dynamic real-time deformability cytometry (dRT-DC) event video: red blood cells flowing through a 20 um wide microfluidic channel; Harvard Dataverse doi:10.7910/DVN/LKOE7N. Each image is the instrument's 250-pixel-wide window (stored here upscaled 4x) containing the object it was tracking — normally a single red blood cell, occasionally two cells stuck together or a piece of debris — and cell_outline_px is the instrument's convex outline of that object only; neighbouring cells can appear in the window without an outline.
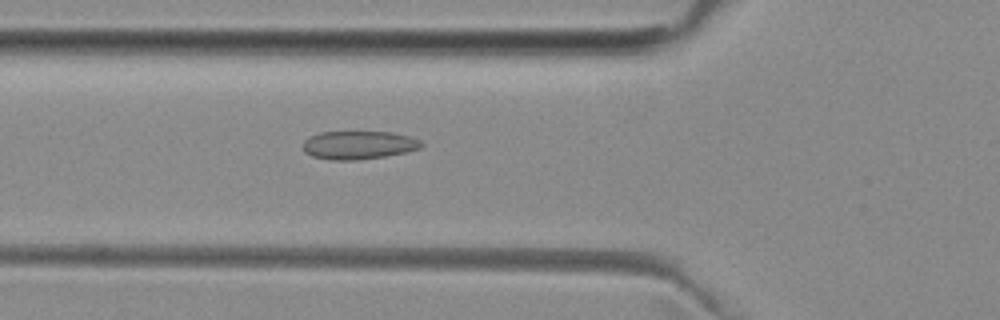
{"species": "common noctule bat (a hibernating species)", "species_latin": "Nyctalus noctula", "temperature_condition": "room temperature", "stored_images_in_passage": 37, "camera_frame_rate_fps": 3000, "um_per_image_px": 0.085, "animal": {"sex": "female", "body_mass_g": 29.2, "forearm_length_mm": 56.3}, "frame": {"image": 1, "passage_image": 4, "time_ms": 1.0, "image_size_px": [1000, 320], "cell_outline_px": [[424, 144], [420, 148], [404, 152], [384, 156], [356, 160], [328, 160], [312, 156], [304, 152], [304, 140], [308, 136], [320, 132], [392, 132], [408, 136], [420, 140]], "centroid_in_image_um": [30.44, 12.33], "position_along_channel_um": 95.4, "area_um2": 19.48}}
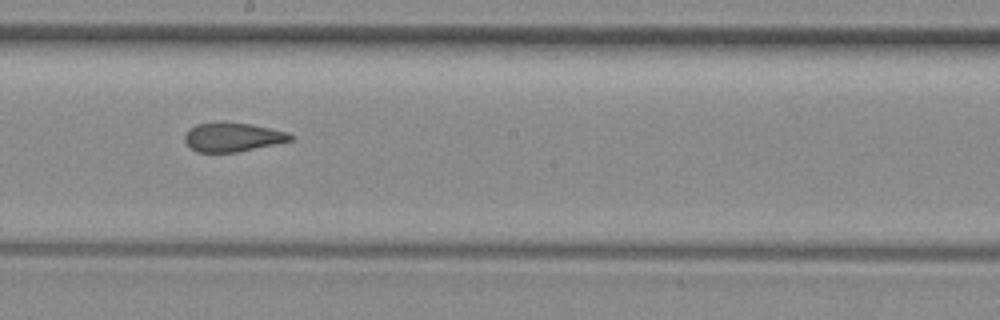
{"frame": {"image": 2, "passage_image": 14, "time_ms": 4.333, "image_size_px": [1000, 320], "cell_outline_px": [[292, 140], [236, 152], [196, 152], [184, 140], [184, 136], [188, 128], [196, 124], [252, 124], [288, 132], [292, 136]], "centroid_in_image_um": [19.75, 11.67], "position_along_channel_um": 228.4, "area_um2": 17.22}}
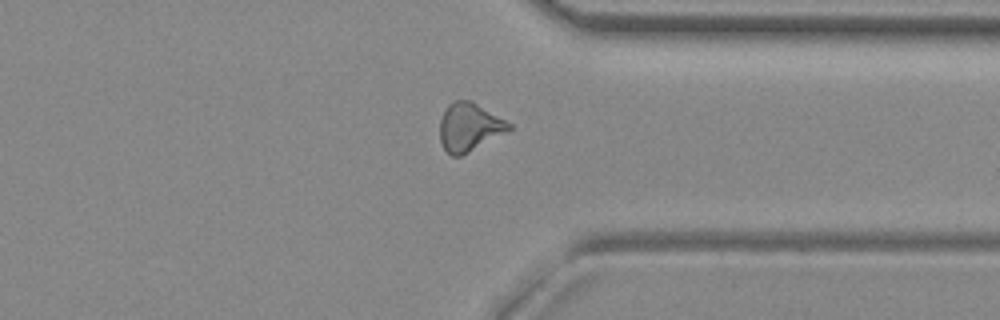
{"frame": {"image": 3, "passage_image": 25, "time_ms": 8.0, "image_size_px": [1000, 320], "cell_outline_px": [[512, 128], [508, 132], [460, 156], [452, 156], [444, 148], [440, 140], [440, 120], [448, 104], [452, 100], [472, 100], [512, 124]], "centroid_in_image_um": [39.9, 10.78], "position_along_channel_um": 371.5, "area_um2": 19.42}, "authors_computed_cell_mechanics": {"area_um2": 18.6116, "velocity_mm_per_s": 3.9924, "shape_relaxation_time_tau1_ms": null, "shape_relaxation_time_tau2_ms": 1.9991, "deformation_change_tau1": null, "deformation_change_tau2": 0.0898}}